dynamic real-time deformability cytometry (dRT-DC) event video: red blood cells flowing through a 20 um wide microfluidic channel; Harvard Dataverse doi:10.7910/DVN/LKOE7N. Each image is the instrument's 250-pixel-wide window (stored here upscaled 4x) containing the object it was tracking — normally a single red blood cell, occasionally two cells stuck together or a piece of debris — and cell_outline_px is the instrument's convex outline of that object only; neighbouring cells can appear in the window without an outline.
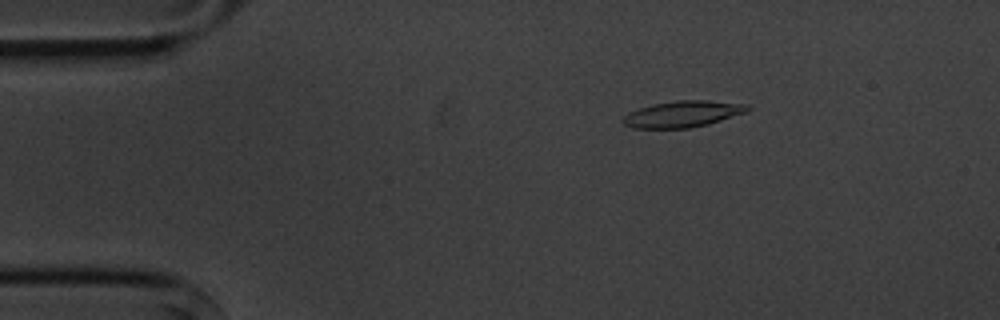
{"species": "common noctule bat (a hibernating species)", "species_latin": "Nyctalus noctula", "temperature_condition": "cold", "stored_images_in_passage": 5, "camera_frame_rate_fps": 3000, "um_per_image_px": 0.085, "animal": {"sex": "male", "body_mass_g": 20.1, "forearm_length_mm": 53.5}, "frame": {"image": 1, "passage_image": 3, "time_ms": 2.667, "image_size_px": [1000, 320], "cell_outline_px": [[752, 108], [748, 112], [708, 124], [688, 128], [636, 128], [624, 124], [620, 120], [628, 112], [652, 104], [676, 100], [708, 100], [748, 104]], "centroid_in_image_um": [58.06, 9.68], "position_along_channel_um": 26.9, "area_um2": 19.25}}